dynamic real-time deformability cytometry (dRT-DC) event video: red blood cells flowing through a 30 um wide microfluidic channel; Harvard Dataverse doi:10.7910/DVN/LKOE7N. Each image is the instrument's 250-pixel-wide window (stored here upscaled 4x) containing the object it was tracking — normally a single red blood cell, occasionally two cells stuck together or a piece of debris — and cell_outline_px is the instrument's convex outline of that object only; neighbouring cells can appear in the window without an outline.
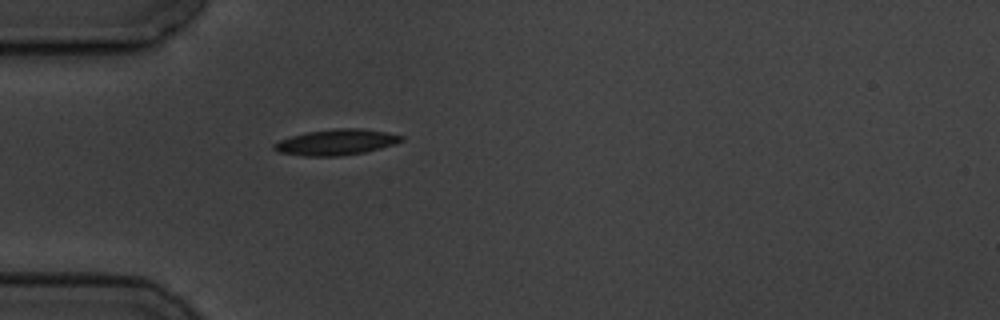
{"species": "common noctule bat (a hibernating species)", "species_latin": "Nyctalus noctula", "temperature_condition": "cold", "stored_images_in_passage": 5, "camera_frame_rate_fps": 3000, "um_per_image_px": 0.085, "animal": {"sex": "male", "body_mass_g": 19.5, "forearm_length_mm": 54.6}, "frame": {"image": 1, "passage_image": 5, "time_ms": 5.333, "image_size_px": [1000, 320], "cell_outline_px": [[404, 140], [380, 148], [364, 152], [340, 156], [304, 156], [280, 152], [272, 148], [272, 144], [280, 140], [292, 136], [308, 132], [332, 128], [360, 128], [384, 132], [404, 136]], "centroid_in_image_um": [28.56, 12.08], "position_along_channel_um": 56.4, "area_um2": 18.96}}